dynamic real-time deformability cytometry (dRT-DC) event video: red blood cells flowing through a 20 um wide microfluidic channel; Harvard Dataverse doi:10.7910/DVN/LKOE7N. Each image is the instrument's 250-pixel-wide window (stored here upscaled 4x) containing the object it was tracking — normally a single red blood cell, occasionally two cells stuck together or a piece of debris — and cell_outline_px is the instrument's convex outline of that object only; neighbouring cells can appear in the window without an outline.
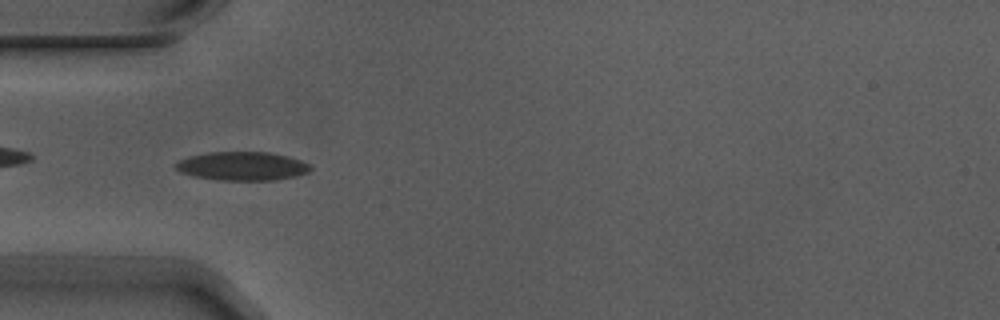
{"species": "Egyptian fruit bat (a non-hibernating species)", "species_latin": "Rousettus aegyptiacus", "temperature_condition": "warm", "stored_images_in_passage": 5, "camera_frame_rate_fps": 3000, "um_per_image_px": 0.085, "animal": {"sex": "male"}, "frame": {"image": 1, "passage_image": 1, "time_ms": 0.0, "image_size_px": [1000, 320], "cell_outline_px": [[312, 168], [308, 172], [296, 176], [276, 180], [220, 180], [196, 176], [180, 172], [172, 164], [176, 160], [188, 156], [208, 152], [268, 152], [288, 156], [300, 160], [308, 164]], "centroid_in_image_um": [20.55, 14.11], "position_along_channel_um": 64.4, "area_um2": 22.6}}
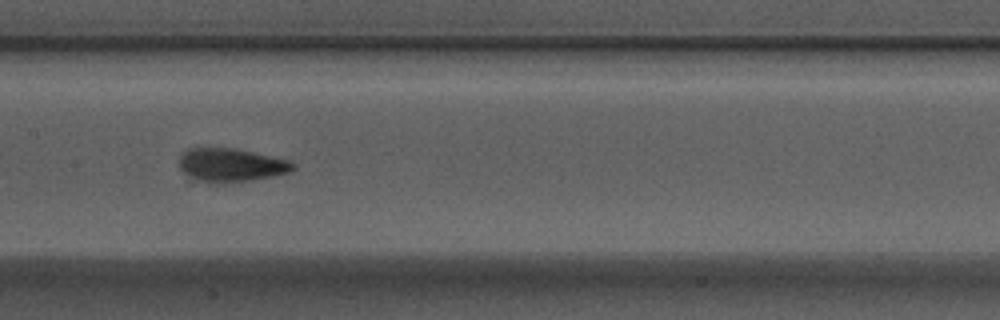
{"frame": {"image": 2, "passage_image": 4, "time_ms": 1.0, "image_size_px": [1000, 320], "cell_outline_px": [[296, 168], [292, 172], [252, 180], [224, 184], [212, 184], [200, 180], [192, 176], [180, 168], [180, 156], [188, 148], [232, 148], [252, 152], [288, 160], [296, 164]], "centroid_in_image_um": [19.69, 14.04], "position_along_channel_um": 187.7, "area_um2": 22.08}}
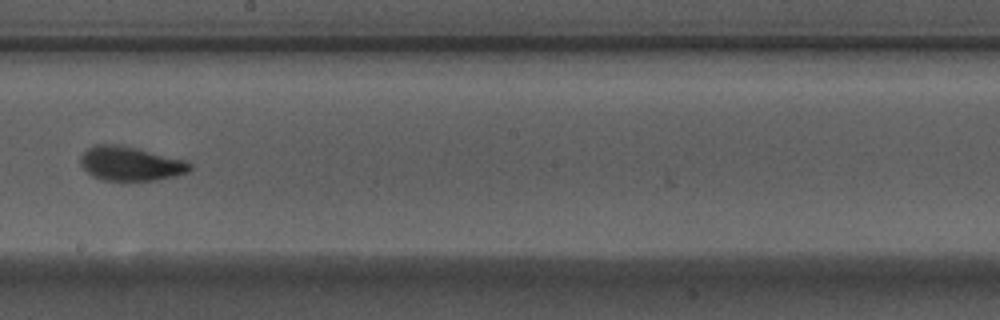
{"frame": {"image": 3, "passage_image": 5, "time_ms": 1.333, "image_size_px": [1000, 320], "cell_outline_px": [[192, 168], [188, 172], [156, 180], [120, 184], [100, 180], [92, 176], [80, 164], [80, 156], [88, 148], [96, 144], [120, 144], [184, 160], [192, 164]], "centroid_in_image_um": [11.04, 13.96], "position_along_channel_um": 237.2, "area_um2": 22.43}}